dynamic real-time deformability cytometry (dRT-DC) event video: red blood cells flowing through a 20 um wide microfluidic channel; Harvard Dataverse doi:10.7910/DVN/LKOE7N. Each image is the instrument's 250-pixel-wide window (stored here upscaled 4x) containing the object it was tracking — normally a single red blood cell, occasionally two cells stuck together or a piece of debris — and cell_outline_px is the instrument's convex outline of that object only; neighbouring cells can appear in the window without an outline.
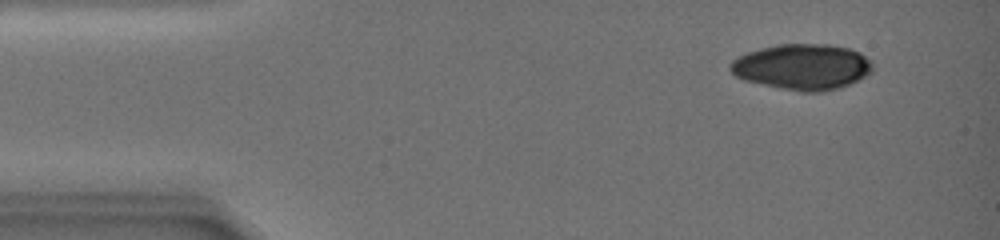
{"species": "common noctule bat (a hibernating species)", "species_latin": "Nyctalus noctula", "temperature_condition": "warm", "stored_images_in_passage": 9, "camera_frame_rate_fps": 3000, "um_per_image_px": 0.085, "animal": {"sex": "female", "body_mass_g": 19.0, "forearm_length_mm": 51.5}, "frame": {"image": 1, "passage_image": 3, "time_ms": 1.667, "image_size_px": [1000, 240], "cell_outline_px": [[872, 72], [840, 88], [824, 92], [800, 92], [780, 88], [744, 80], [736, 76], [728, 68], [728, 64], [732, 60], [748, 52], [760, 48], [780, 44], [828, 44], [848, 48], [860, 52], [872, 64]], "centroid_in_image_um": [68.17, 5.68], "position_along_channel_um": 16.8, "area_um2": 37.86}}